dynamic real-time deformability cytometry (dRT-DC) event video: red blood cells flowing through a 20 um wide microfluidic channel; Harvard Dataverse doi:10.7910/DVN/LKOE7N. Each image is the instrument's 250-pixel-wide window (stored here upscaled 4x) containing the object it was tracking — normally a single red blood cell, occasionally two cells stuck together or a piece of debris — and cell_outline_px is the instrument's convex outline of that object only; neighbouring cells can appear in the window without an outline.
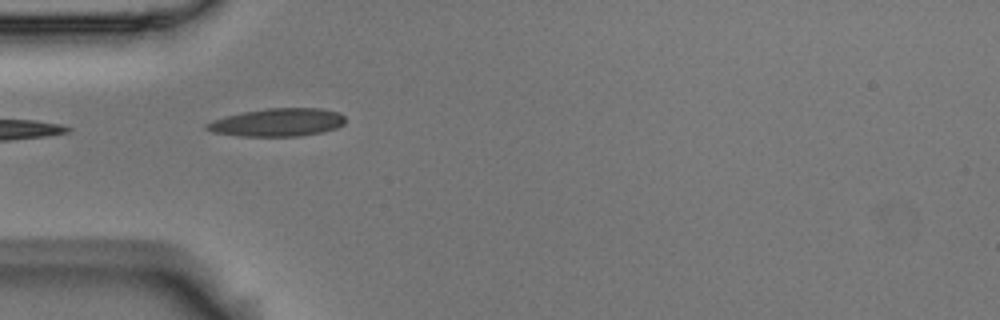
{"species": "Egyptian fruit bat (a non-hibernating species)", "species_latin": "Rousettus aegyptiacus", "temperature_condition": "room temperature", "stored_images_in_passage": 6, "camera_frame_rate_fps": 3000, "um_per_image_px": 0.085, "animal": {"sex": "male"}, "frame": {"image": 1, "passage_image": 5, "time_ms": 1.333, "image_size_px": [1000, 320], "cell_outline_px": [[344, 124], [336, 128], [320, 132], [300, 136], [236, 136], [212, 132], [204, 128], [204, 124], [212, 120], [224, 116], [244, 112], [268, 108], [320, 108], [340, 112], [344, 116]], "centroid_in_image_um": [23.55, 10.4], "position_along_channel_um": 61.4, "area_um2": 22.72}}
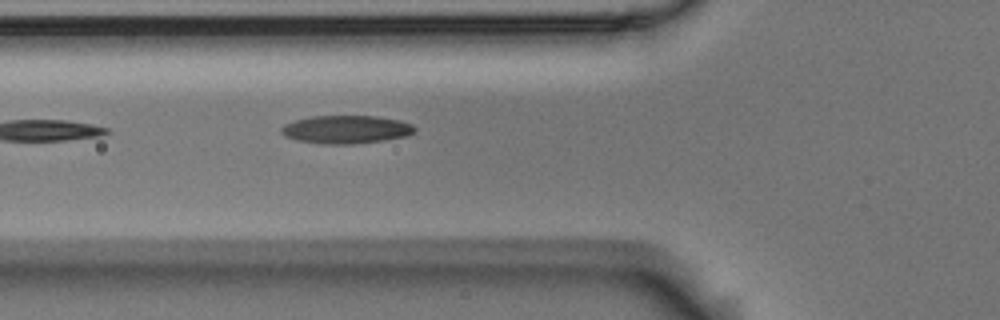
{"frame": {"image": 2, "passage_image": 6, "time_ms": 1.667, "image_size_px": [1000, 320], "cell_outline_px": [[416, 128], [408, 136], [384, 140], [352, 144], [320, 144], [296, 140], [284, 136], [280, 132], [280, 128], [284, 124], [296, 120], [312, 116], [376, 116], [400, 120], [412, 124]], "centroid_in_image_um": [29.4, 11.01], "position_along_channel_um": 96.4, "area_um2": 21.96}}